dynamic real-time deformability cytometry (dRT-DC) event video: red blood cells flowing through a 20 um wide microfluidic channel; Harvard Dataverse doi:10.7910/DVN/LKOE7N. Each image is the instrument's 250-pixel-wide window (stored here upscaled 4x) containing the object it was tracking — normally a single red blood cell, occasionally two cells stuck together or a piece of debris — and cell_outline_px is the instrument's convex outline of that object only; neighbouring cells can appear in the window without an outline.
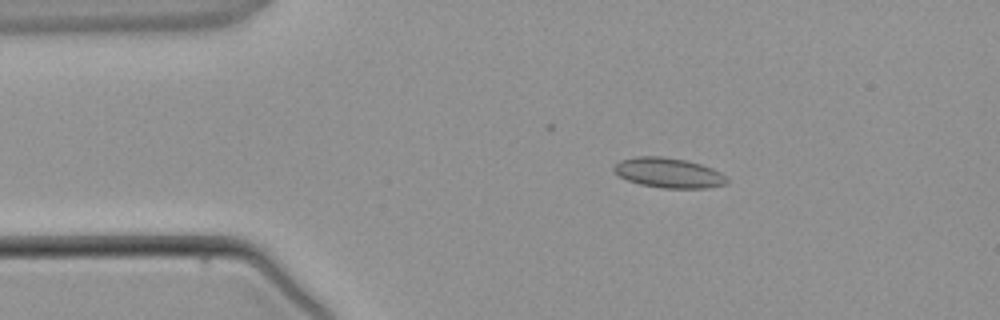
{"species": "common noctule bat (a hibernating species)", "species_latin": "Nyctalus noctula", "temperature_condition": "warm", "stored_images_in_passage": 4, "camera_frame_rate_fps": 3000, "um_per_image_px": 0.085, "animal": {"sex": "male", "body_mass_g": 21.5, "forearm_length_mm": 52.0}, "frame": {"image": 1, "passage_image": 3, "time_ms": 2.333, "image_size_px": [1000, 320], "cell_outline_px": [[728, 180], [724, 184], [708, 188], [664, 188], [640, 184], [628, 180], [620, 176], [612, 168], [620, 160], [636, 156], [660, 156], [684, 160], [700, 164], [712, 168], [720, 172]], "centroid_in_image_um": [56.81, 14.69], "position_along_channel_um": 28.2, "area_um2": 19.48}}